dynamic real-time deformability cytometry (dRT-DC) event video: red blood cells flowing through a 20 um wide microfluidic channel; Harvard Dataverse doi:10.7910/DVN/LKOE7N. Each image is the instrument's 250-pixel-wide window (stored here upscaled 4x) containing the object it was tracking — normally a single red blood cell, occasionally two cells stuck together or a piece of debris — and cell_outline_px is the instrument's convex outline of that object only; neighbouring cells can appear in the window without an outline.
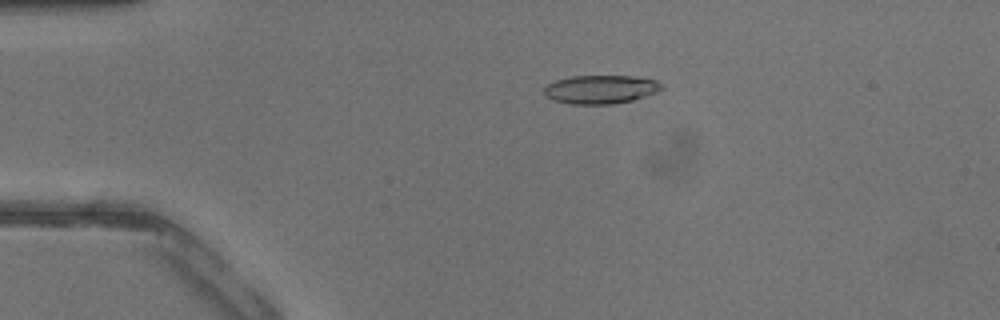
{"species": "common noctule bat (a hibernating species)", "species_latin": "Nyctalus noctula", "temperature_condition": "warm", "stored_images_in_passage": 41, "camera_frame_rate_fps": 3000, "um_per_image_px": 0.085, "animal": {"sex": "male", "body_mass_g": 13.3}, "frame": {"image": 1, "passage_image": 9, "time_ms": 2.667, "image_size_px": [1000, 320], "cell_outline_px": [[664, 88], [656, 92], [632, 100], [612, 104], [572, 104], [552, 100], [544, 96], [544, 88], [548, 84], [556, 80], [572, 76], [632, 76], [656, 80], [664, 84]], "centroid_in_image_um": [51.05, 7.6], "position_along_channel_um": 34.0, "area_um2": 19.59}}
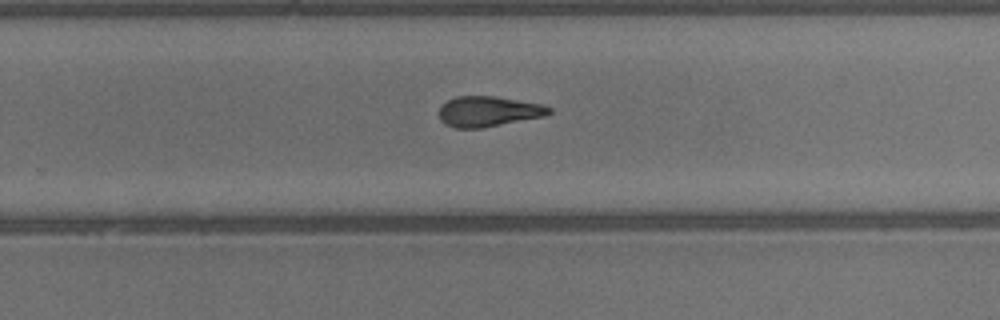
{"frame": {"image": 2, "passage_image": 27, "time_ms": 8.667, "image_size_px": [1000, 320], "cell_outline_px": [[552, 112], [544, 116], [480, 128], [456, 128], [444, 124], [440, 120], [440, 104], [456, 96], [496, 96], [540, 104], [552, 108]], "centroid_in_image_um": [41.47, 9.46], "position_along_channel_um": 288.3, "area_um2": 19.36}}
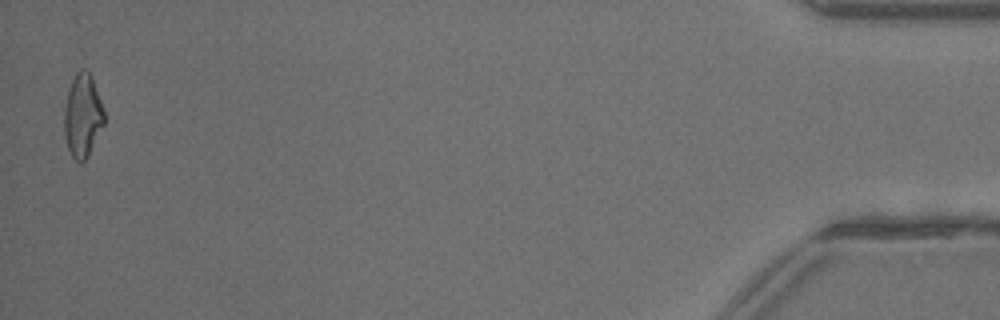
{"frame": {"image": 3, "passage_image": 41, "time_ms": 13.333, "image_size_px": [1000, 320], "cell_outline_px": [[104, 124], [88, 156], [80, 164], [72, 156], [68, 148], [64, 136], [64, 108], [68, 88], [76, 72], [80, 68], [84, 68], [92, 76], [104, 108]], "centroid_in_image_um": [7.02, 9.8], "position_along_channel_um": 428.2, "area_um2": 19.59}}